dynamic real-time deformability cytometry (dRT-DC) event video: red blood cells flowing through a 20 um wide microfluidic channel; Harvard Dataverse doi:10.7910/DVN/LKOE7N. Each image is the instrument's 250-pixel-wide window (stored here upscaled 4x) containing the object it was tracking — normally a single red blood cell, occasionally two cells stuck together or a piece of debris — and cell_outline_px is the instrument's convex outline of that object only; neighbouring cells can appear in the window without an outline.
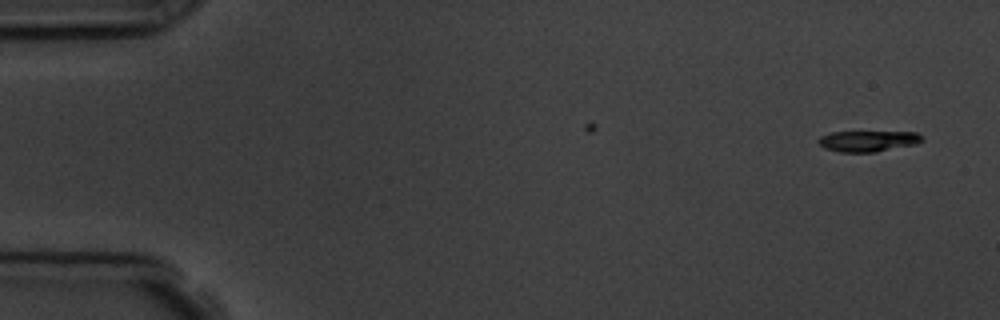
{"species": "common noctule bat (a hibernating species)", "species_latin": "Nyctalus noctula", "temperature_condition": "room temperature", "stored_images_in_passage": 5, "segment_of_instrument_passage": [2, 2], "camera_frame_rate_fps": 3000, "um_per_image_px": 0.085, "animal": {"sex": "male", "body_mass_g": 19.5, "forearm_length_mm": 54.6}, "frame": {"image": 1, "passage_image": 5, "time_ms": 4.667, "image_size_px": [1000, 320], "cell_outline_px": [[924, 140], [916, 144], [876, 152], [840, 152], [824, 148], [816, 140], [820, 136], [832, 132], [916, 132]], "centroid_in_image_um": [73.76, 11.99], "position_along_channel_um": 11.2, "area_um2": 12.6}}